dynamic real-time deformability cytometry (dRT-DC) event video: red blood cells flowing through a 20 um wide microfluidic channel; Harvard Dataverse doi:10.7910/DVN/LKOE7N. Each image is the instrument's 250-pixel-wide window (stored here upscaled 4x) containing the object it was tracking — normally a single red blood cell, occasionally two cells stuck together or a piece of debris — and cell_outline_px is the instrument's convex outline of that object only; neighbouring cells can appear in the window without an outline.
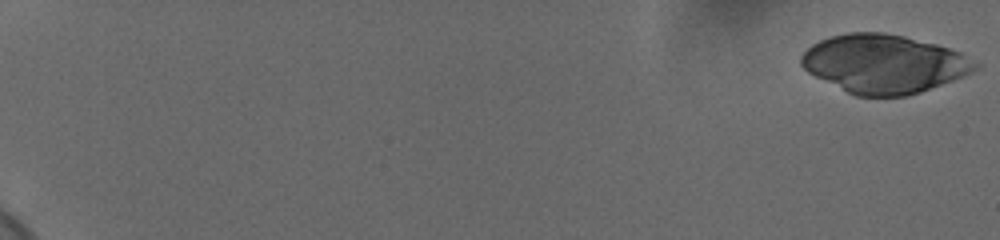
{"species": "human", "species_latin": "Homo sapiens", "temperature_condition": "cold", "stored_images_in_passage": 48, "camera_frame_rate_fps": 3000, "um_per_image_px": 0.085, "donor": {"sex": "female"}, "frame": {"image": 1, "passage_image": 1, "time_ms": 0.0, "image_size_px": [1000, 240], "cell_outline_px": [[980, 64], [972, 72], [952, 80], [920, 92], [904, 96], [856, 96], [808, 72], [800, 64], [800, 56], [812, 44], [820, 40], [832, 36], [848, 32], [884, 32], [904, 36], [936, 44], [960, 52]], "centroid_in_image_um": [75.12, 5.41], "position_along_channel_um": 9.9, "area_um2": 58.84}}
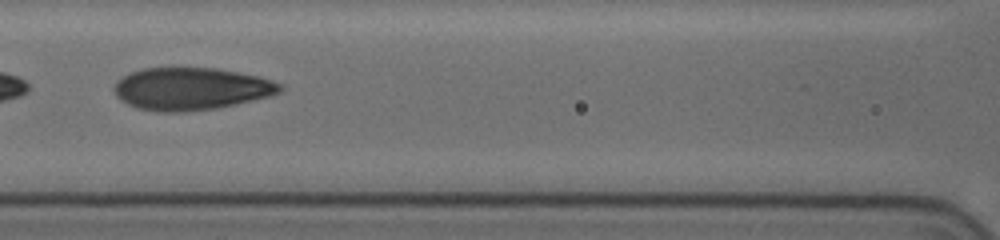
{"frame": {"image": 2, "passage_image": 31, "time_ms": 10.0, "image_size_px": [1000, 240], "cell_outline_px": [[284, 88], [280, 92], [268, 96], [236, 104], [216, 108], [184, 112], [160, 112], [140, 108], [128, 104], [120, 100], [116, 96], [116, 80], [132, 72], [144, 68], [216, 68], [256, 76], [272, 80], [284, 84]], "centroid_in_image_um": [16.26, 7.55], "position_along_channel_um": 150.3, "area_um2": 40.69}}
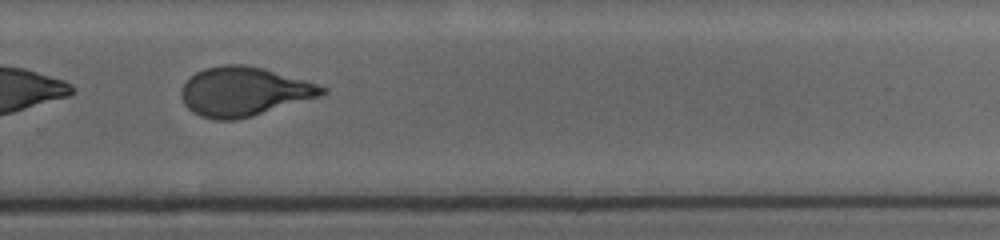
{"frame": {"image": 3, "passage_image": 44, "time_ms": 14.333, "image_size_px": [1000, 240], "cell_outline_px": [[328, 92], [320, 96], [252, 116], [236, 120], [216, 120], [200, 116], [192, 112], [184, 104], [180, 92], [184, 84], [196, 72], [204, 68], [224, 64], [244, 64], [264, 68], [304, 80], [328, 88]], "centroid_in_image_um": [20.72, 7.78], "position_along_channel_um": 309.1, "area_um2": 40.17}}